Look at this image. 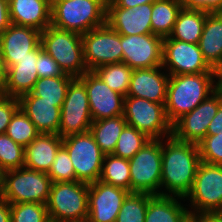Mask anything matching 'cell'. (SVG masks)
Returning a JSON list of instances; mask_svg holds the SVG:
<instances>
[{
  "mask_svg": "<svg viewBox=\"0 0 222 222\" xmlns=\"http://www.w3.org/2000/svg\"><path fill=\"white\" fill-rule=\"evenodd\" d=\"M201 163L197 144L176 139H162L161 196L185 198L190 192Z\"/></svg>",
  "mask_w": 222,
  "mask_h": 222,
  "instance_id": "1",
  "label": "cell"
},
{
  "mask_svg": "<svg viewBox=\"0 0 222 222\" xmlns=\"http://www.w3.org/2000/svg\"><path fill=\"white\" fill-rule=\"evenodd\" d=\"M221 86L220 73L170 75L165 111L173 125Z\"/></svg>",
  "mask_w": 222,
  "mask_h": 222,
  "instance_id": "2",
  "label": "cell"
},
{
  "mask_svg": "<svg viewBox=\"0 0 222 222\" xmlns=\"http://www.w3.org/2000/svg\"><path fill=\"white\" fill-rule=\"evenodd\" d=\"M51 25L85 34L106 24L107 0L51 1Z\"/></svg>",
  "mask_w": 222,
  "mask_h": 222,
  "instance_id": "3",
  "label": "cell"
},
{
  "mask_svg": "<svg viewBox=\"0 0 222 222\" xmlns=\"http://www.w3.org/2000/svg\"><path fill=\"white\" fill-rule=\"evenodd\" d=\"M40 44L63 73L81 77L88 71L84 62L81 34L49 25L41 32Z\"/></svg>",
  "mask_w": 222,
  "mask_h": 222,
  "instance_id": "4",
  "label": "cell"
},
{
  "mask_svg": "<svg viewBox=\"0 0 222 222\" xmlns=\"http://www.w3.org/2000/svg\"><path fill=\"white\" fill-rule=\"evenodd\" d=\"M89 184L81 181L52 183L46 204L51 222H86Z\"/></svg>",
  "mask_w": 222,
  "mask_h": 222,
  "instance_id": "5",
  "label": "cell"
},
{
  "mask_svg": "<svg viewBox=\"0 0 222 222\" xmlns=\"http://www.w3.org/2000/svg\"><path fill=\"white\" fill-rule=\"evenodd\" d=\"M52 181L47 173L22 167L3 172L2 197L9 204H47Z\"/></svg>",
  "mask_w": 222,
  "mask_h": 222,
  "instance_id": "6",
  "label": "cell"
},
{
  "mask_svg": "<svg viewBox=\"0 0 222 222\" xmlns=\"http://www.w3.org/2000/svg\"><path fill=\"white\" fill-rule=\"evenodd\" d=\"M131 193L160 195L162 139H150L129 159Z\"/></svg>",
  "mask_w": 222,
  "mask_h": 222,
  "instance_id": "7",
  "label": "cell"
},
{
  "mask_svg": "<svg viewBox=\"0 0 222 222\" xmlns=\"http://www.w3.org/2000/svg\"><path fill=\"white\" fill-rule=\"evenodd\" d=\"M184 200L190 213H222V166L201 161Z\"/></svg>",
  "mask_w": 222,
  "mask_h": 222,
  "instance_id": "8",
  "label": "cell"
},
{
  "mask_svg": "<svg viewBox=\"0 0 222 222\" xmlns=\"http://www.w3.org/2000/svg\"><path fill=\"white\" fill-rule=\"evenodd\" d=\"M124 119L150 139H163L172 135L165 105L144 98L126 96L124 98Z\"/></svg>",
  "mask_w": 222,
  "mask_h": 222,
  "instance_id": "9",
  "label": "cell"
},
{
  "mask_svg": "<svg viewBox=\"0 0 222 222\" xmlns=\"http://www.w3.org/2000/svg\"><path fill=\"white\" fill-rule=\"evenodd\" d=\"M62 146L69 154L76 181L90 184L100 179L104 154L89 131L62 138Z\"/></svg>",
  "mask_w": 222,
  "mask_h": 222,
  "instance_id": "10",
  "label": "cell"
},
{
  "mask_svg": "<svg viewBox=\"0 0 222 222\" xmlns=\"http://www.w3.org/2000/svg\"><path fill=\"white\" fill-rule=\"evenodd\" d=\"M82 44L84 62L90 71L123 60L121 35L107 23L82 34Z\"/></svg>",
  "mask_w": 222,
  "mask_h": 222,
  "instance_id": "11",
  "label": "cell"
},
{
  "mask_svg": "<svg viewBox=\"0 0 222 222\" xmlns=\"http://www.w3.org/2000/svg\"><path fill=\"white\" fill-rule=\"evenodd\" d=\"M92 122L87 90L84 83L75 77L70 82L61 106L58 135L64 138L73 134L86 133Z\"/></svg>",
  "mask_w": 222,
  "mask_h": 222,
  "instance_id": "12",
  "label": "cell"
},
{
  "mask_svg": "<svg viewBox=\"0 0 222 222\" xmlns=\"http://www.w3.org/2000/svg\"><path fill=\"white\" fill-rule=\"evenodd\" d=\"M162 67L169 75L218 73L205 60L198 44L163 39Z\"/></svg>",
  "mask_w": 222,
  "mask_h": 222,
  "instance_id": "13",
  "label": "cell"
},
{
  "mask_svg": "<svg viewBox=\"0 0 222 222\" xmlns=\"http://www.w3.org/2000/svg\"><path fill=\"white\" fill-rule=\"evenodd\" d=\"M222 100V85L194 110L183 115L172 125V135L181 141L199 144L207 135V128L217 114Z\"/></svg>",
  "mask_w": 222,
  "mask_h": 222,
  "instance_id": "14",
  "label": "cell"
},
{
  "mask_svg": "<svg viewBox=\"0 0 222 222\" xmlns=\"http://www.w3.org/2000/svg\"><path fill=\"white\" fill-rule=\"evenodd\" d=\"M78 78L84 83L87 90L93 121L124 114L125 96L112 90L94 71L88 70Z\"/></svg>",
  "mask_w": 222,
  "mask_h": 222,
  "instance_id": "15",
  "label": "cell"
},
{
  "mask_svg": "<svg viewBox=\"0 0 222 222\" xmlns=\"http://www.w3.org/2000/svg\"><path fill=\"white\" fill-rule=\"evenodd\" d=\"M122 62L133 70L162 66L163 38L154 34L121 35Z\"/></svg>",
  "mask_w": 222,
  "mask_h": 222,
  "instance_id": "16",
  "label": "cell"
},
{
  "mask_svg": "<svg viewBox=\"0 0 222 222\" xmlns=\"http://www.w3.org/2000/svg\"><path fill=\"white\" fill-rule=\"evenodd\" d=\"M41 32L33 27L10 24L0 36V48L6 69L24 57H38L42 50Z\"/></svg>",
  "mask_w": 222,
  "mask_h": 222,
  "instance_id": "17",
  "label": "cell"
},
{
  "mask_svg": "<svg viewBox=\"0 0 222 222\" xmlns=\"http://www.w3.org/2000/svg\"><path fill=\"white\" fill-rule=\"evenodd\" d=\"M129 193L125 189L100 180L90 183L86 222H116L123 201Z\"/></svg>",
  "mask_w": 222,
  "mask_h": 222,
  "instance_id": "18",
  "label": "cell"
},
{
  "mask_svg": "<svg viewBox=\"0 0 222 222\" xmlns=\"http://www.w3.org/2000/svg\"><path fill=\"white\" fill-rule=\"evenodd\" d=\"M169 78L170 75L162 66L135 69L127 96L144 98L165 105Z\"/></svg>",
  "mask_w": 222,
  "mask_h": 222,
  "instance_id": "19",
  "label": "cell"
},
{
  "mask_svg": "<svg viewBox=\"0 0 222 222\" xmlns=\"http://www.w3.org/2000/svg\"><path fill=\"white\" fill-rule=\"evenodd\" d=\"M152 3L133 8L107 7L106 23L120 35L151 34Z\"/></svg>",
  "mask_w": 222,
  "mask_h": 222,
  "instance_id": "20",
  "label": "cell"
},
{
  "mask_svg": "<svg viewBox=\"0 0 222 222\" xmlns=\"http://www.w3.org/2000/svg\"><path fill=\"white\" fill-rule=\"evenodd\" d=\"M19 107L34 123L40 134H58L60 126V110L56 102L42 100L31 92L18 98Z\"/></svg>",
  "mask_w": 222,
  "mask_h": 222,
  "instance_id": "21",
  "label": "cell"
},
{
  "mask_svg": "<svg viewBox=\"0 0 222 222\" xmlns=\"http://www.w3.org/2000/svg\"><path fill=\"white\" fill-rule=\"evenodd\" d=\"M12 24L33 27L40 32L51 25V0H8Z\"/></svg>",
  "mask_w": 222,
  "mask_h": 222,
  "instance_id": "22",
  "label": "cell"
},
{
  "mask_svg": "<svg viewBox=\"0 0 222 222\" xmlns=\"http://www.w3.org/2000/svg\"><path fill=\"white\" fill-rule=\"evenodd\" d=\"M38 57H24L17 64L6 69V77L0 86V93L19 98L32 91L38 80L36 61Z\"/></svg>",
  "mask_w": 222,
  "mask_h": 222,
  "instance_id": "23",
  "label": "cell"
},
{
  "mask_svg": "<svg viewBox=\"0 0 222 222\" xmlns=\"http://www.w3.org/2000/svg\"><path fill=\"white\" fill-rule=\"evenodd\" d=\"M61 146L58 134H39L25 147L24 167L48 173Z\"/></svg>",
  "mask_w": 222,
  "mask_h": 222,
  "instance_id": "24",
  "label": "cell"
},
{
  "mask_svg": "<svg viewBox=\"0 0 222 222\" xmlns=\"http://www.w3.org/2000/svg\"><path fill=\"white\" fill-rule=\"evenodd\" d=\"M184 203L182 197L148 194L144 222H188L190 212Z\"/></svg>",
  "mask_w": 222,
  "mask_h": 222,
  "instance_id": "25",
  "label": "cell"
},
{
  "mask_svg": "<svg viewBox=\"0 0 222 222\" xmlns=\"http://www.w3.org/2000/svg\"><path fill=\"white\" fill-rule=\"evenodd\" d=\"M198 46L207 63L222 74V13H209Z\"/></svg>",
  "mask_w": 222,
  "mask_h": 222,
  "instance_id": "26",
  "label": "cell"
},
{
  "mask_svg": "<svg viewBox=\"0 0 222 222\" xmlns=\"http://www.w3.org/2000/svg\"><path fill=\"white\" fill-rule=\"evenodd\" d=\"M208 14V12L202 10L182 7L169 37L187 43L198 44Z\"/></svg>",
  "mask_w": 222,
  "mask_h": 222,
  "instance_id": "27",
  "label": "cell"
},
{
  "mask_svg": "<svg viewBox=\"0 0 222 222\" xmlns=\"http://www.w3.org/2000/svg\"><path fill=\"white\" fill-rule=\"evenodd\" d=\"M127 125L124 115L93 121L89 132L104 155L113 154L117 140Z\"/></svg>",
  "mask_w": 222,
  "mask_h": 222,
  "instance_id": "28",
  "label": "cell"
},
{
  "mask_svg": "<svg viewBox=\"0 0 222 222\" xmlns=\"http://www.w3.org/2000/svg\"><path fill=\"white\" fill-rule=\"evenodd\" d=\"M181 9L182 5L179 0H157L153 2L151 14L152 34L163 39L169 37Z\"/></svg>",
  "mask_w": 222,
  "mask_h": 222,
  "instance_id": "29",
  "label": "cell"
},
{
  "mask_svg": "<svg viewBox=\"0 0 222 222\" xmlns=\"http://www.w3.org/2000/svg\"><path fill=\"white\" fill-rule=\"evenodd\" d=\"M99 180L106 184L125 189L131 193L129 159L121 158L113 154L104 155Z\"/></svg>",
  "mask_w": 222,
  "mask_h": 222,
  "instance_id": "30",
  "label": "cell"
},
{
  "mask_svg": "<svg viewBox=\"0 0 222 222\" xmlns=\"http://www.w3.org/2000/svg\"><path fill=\"white\" fill-rule=\"evenodd\" d=\"M75 77L63 74L57 77L38 78L31 91L34 96L42 97V100L56 102V106L63 105L70 82Z\"/></svg>",
  "mask_w": 222,
  "mask_h": 222,
  "instance_id": "31",
  "label": "cell"
},
{
  "mask_svg": "<svg viewBox=\"0 0 222 222\" xmlns=\"http://www.w3.org/2000/svg\"><path fill=\"white\" fill-rule=\"evenodd\" d=\"M112 90L127 96L133 69L127 64L113 63L93 70Z\"/></svg>",
  "mask_w": 222,
  "mask_h": 222,
  "instance_id": "32",
  "label": "cell"
},
{
  "mask_svg": "<svg viewBox=\"0 0 222 222\" xmlns=\"http://www.w3.org/2000/svg\"><path fill=\"white\" fill-rule=\"evenodd\" d=\"M5 133L24 148L40 134L20 107L12 115Z\"/></svg>",
  "mask_w": 222,
  "mask_h": 222,
  "instance_id": "33",
  "label": "cell"
},
{
  "mask_svg": "<svg viewBox=\"0 0 222 222\" xmlns=\"http://www.w3.org/2000/svg\"><path fill=\"white\" fill-rule=\"evenodd\" d=\"M148 138L144 133L130 125H126L121 132L113 155L131 159L145 144Z\"/></svg>",
  "mask_w": 222,
  "mask_h": 222,
  "instance_id": "34",
  "label": "cell"
},
{
  "mask_svg": "<svg viewBox=\"0 0 222 222\" xmlns=\"http://www.w3.org/2000/svg\"><path fill=\"white\" fill-rule=\"evenodd\" d=\"M147 206L148 193H129L123 201L116 222H144Z\"/></svg>",
  "mask_w": 222,
  "mask_h": 222,
  "instance_id": "35",
  "label": "cell"
},
{
  "mask_svg": "<svg viewBox=\"0 0 222 222\" xmlns=\"http://www.w3.org/2000/svg\"><path fill=\"white\" fill-rule=\"evenodd\" d=\"M25 148L6 133L0 134V170L2 172L24 167Z\"/></svg>",
  "mask_w": 222,
  "mask_h": 222,
  "instance_id": "36",
  "label": "cell"
},
{
  "mask_svg": "<svg viewBox=\"0 0 222 222\" xmlns=\"http://www.w3.org/2000/svg\"><path fill=\"white\" fill-rule=\"evenodd\" d=\"M10 222H51L46 204L18 203L10 204Z\"/></svg>",
  "mask_w": 222,
  "mask_h": 222,
  "instance_id": "37",
  "label": "cell"
},
{
  "mask_svg": "<svg viewBox=\"0 0 222 222\" xmlns=\"http://www.w3.org/2000/svg\"><path fill=\"white\" fill-rule=\"evenodd\" d=\"M47 175L52 183L64 181H76L75 170L67 150L61 146L56 153L54 162Z\"/></svg>",
  "mask_w": 222,
  "mask_h": 222,
  "instance_id": "38",
  "label": "cell"
},
{
  "mask_svg": "<svg viewBox=\"0 0 222 222\" xmlns=\"http://www.w3.org/2000/svg\"><path fill=\"white\" fill-rule=\"evenodd\" d=\"M197 145L202 162L222 166V131L216 135H206Z\"/></svg>",
  "mask_w": 222,
  "mask_h": 222,
  "instance_id": "39",
  "label": "cell"
},
{
  "mask_svg": "<svg viewBox=\"0 0 222 222\" xmlns=\"http://www.w3.org/2000/svg\"><path fill=\"white\" fill-rule=\"evenodd\" d=\"M36 70L39 78L57 77L64 74L57 62L43 49L39 52Z\"/></svg>",
  "mask_w": 222,
  "mask_h": 222,
  "instance_id": "40",
  "label": "cell"
},
{
  "mask_svg": "<svg viewBox=\"0 0 222 222\" xmlns=\"http://www.w3.org/2000/svg\"><path fill=\"white\" fill-rule=\"evenodd\" d=\"M18 108V98L6 96L0 93V134L6 132L11 117Z\"/></svg>",
  "mask_w": 222,
  "mask_h": 222,
  "instance_id": "41",
  "label": "cell"
},
{
  "mask_svg": "<svg viewBox=\"0 0 222 222\" xmlns=\"http://www.w3.org/2000/svg\"><path fill=\"white\" fill-rule=\"evenodd\" d=\"M183 8L222 13V0H179Z\"/></svg>",
  "mask_w": 222,
  "mask_h": 222,
  "instance_id": "42",
  "label": "cell"
},
{
  "mask_svg": "<svg viewBox=\"0 0 222 222\" xmlns=\"http://www.w3.org/2000/svg\"><path fill=\"white\" fill-rule=\"evenodd\" d=\"M188 222H222V213H190Z\"/></svg>",
  "mask_w": 222,
  "mask_h": 222,
  "instance_id": "43",
  "label": "cell"
},
{
  "mask_svg": "<svg viewBox=\"0 0 222 222\" xmlns=\"http://www.w3.org/2000/svg\"><path fill=\"white\" fill-rule=\"evenodd\" d=\"M157 0H107V7L133 8L135 6L153 3Z\"/></svg>",
  "mask_w": 222,
  "mask_h": 222,
  "instance_id": "44",
  "label": "cell"
},
{
  "mask_svg": "<svg viewBox=\"0 0 222 222\" xmlns=\"http://www.w3.org/2000/svg\"><path fill=\"white\" fill-rule=\"evenodd\" d=\"M9 2L0 0V36L10 26Z\"/></svg>",
  "mask_w": 222,
  "mask_h": 222,
  "instance_id": "45",
  "label": "cell"
},
{
  "mask_svg": "<svg viewBox=\"0 0 222 222\" xmlns=\"http://www.w3.org/2000/svg\"><path fill=\"white\" fill-rule=\"evenodd\" d=\"M222 131V100L219 103L217 114L213 117L207 128V135H216Z\"/></svg>",
  "mask_w": 222,
  "mask_h": 222,
  "instance_id": "46",
  "label": "cell"
},
{
  "mask_svg": "<svg viewBox=\"0 0 222 222\" xmlns=\"http://www.w3.org/2000/svg\"><path fill=\"white\" fill-rule=\"evenodd\" d=\"M10 219V204L2 196H0V222H10Z\"/></svg>",
  "mask_w": 222,
  "mask_h": 222,
  "instance_id": "47",
  "label": "cell"
},
{
  "mask_svg": "<svg viewBox=\"0 0 222 222\" xmlns=\"http://www.w3.org/2000/svg\"><path fill=\"white\" fill-rule=\"evenodd\" d=\"M6 77V67L3 61V55L0 48V86L3 84Z\"/></svg>",
  "mask_w": 222,
  "mask_h": 222,
  "instance_id": "48",
  "label": "cell"
},
{
  "mask_svg": "<svg viewBox=\"0 0 222 222\" xmlns=\"http://www.w3.org/2000/svg\"><path fill=\"white\" fill-rule=\"evenodd\" d=\"M3 172L0 170V196L2 195Z\"/></svg>",
  "mask_w": 222,
  "mask_h": 222,
  "instance_id": "49",
  "label": "cell"
}]
</instances>
